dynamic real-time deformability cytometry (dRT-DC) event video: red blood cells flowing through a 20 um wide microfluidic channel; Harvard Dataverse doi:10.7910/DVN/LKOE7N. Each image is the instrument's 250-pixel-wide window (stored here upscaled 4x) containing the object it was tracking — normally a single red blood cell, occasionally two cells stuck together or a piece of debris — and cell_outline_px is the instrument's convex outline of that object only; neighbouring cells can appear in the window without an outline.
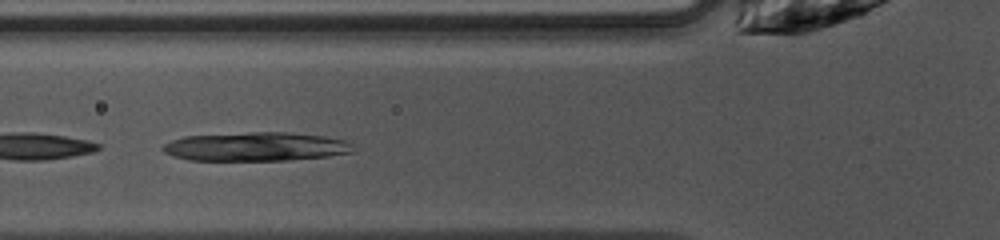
{"species": "common noctule bat (a hibernating species)", "species_latin": "Nyctalus noctula", "temperature_condition": "warm", "stored_images_in_passage": 24, "camera_frame_rate_fps": 3000, "um_per_image_px": 0.085, "animal": {"sex": "female", "body_mass_g": 10.0, "forearm_length_mm": 53.1}, "frame": {"image": 1, "passage_image": 4, "time_ms": 1.0, "image_size_px": [1000, 240], "cell_outline_px": [[360, 148], [352, 152], [328, 156], [288, 160], [188, 160], [172, 156], [164, 152], [160, 148], [164, 144], [172, 140], [184, 136], [248, 132], [288, 132], [324, 136], [348, 140]], "centroid_in_image_um": [21.81, 12.46], "position_along_channel_um": 104.0, "area_um2": 32.37}}